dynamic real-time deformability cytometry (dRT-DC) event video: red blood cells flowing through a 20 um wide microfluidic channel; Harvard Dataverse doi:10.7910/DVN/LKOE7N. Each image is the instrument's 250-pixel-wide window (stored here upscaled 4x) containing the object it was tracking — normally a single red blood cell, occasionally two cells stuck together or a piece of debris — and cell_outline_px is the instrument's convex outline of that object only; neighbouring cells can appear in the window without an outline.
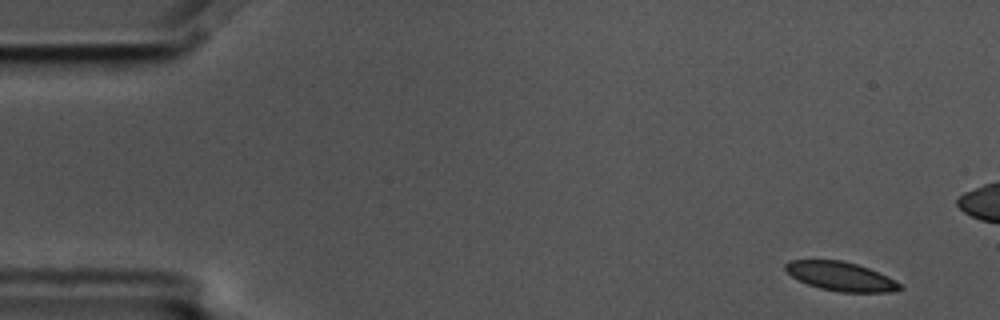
{"species": "common noctule bat (a hibernating species)", "species_latin": "Nyctalus noctula", "temperature_condition": "cold", "stored_images_in_passage": 5, "camera_frame_rate_fps": 3000, "um_per_image_px": 0.085, "animal": {"sex": "male", "body_mass_g": 17.5, "forearm_length_mm": 52.3}, "frame": {"image": 1, "passage_image": 1, "time_ms": 0.0, "image_size_px": [1000, 320], "cell_outline_px": [[904, 288], [888, 292], [840, 292], [820, 288], [808, 284], [792, 276], [784, 268], [784, 264], [788, 260], [844, 260], [868, 268], [888, 276], [896, 280]], "centroid_in_image_um": [71.47, 23.48], "position_along_channel_um": 13.5, "area_um2": 19.25}}